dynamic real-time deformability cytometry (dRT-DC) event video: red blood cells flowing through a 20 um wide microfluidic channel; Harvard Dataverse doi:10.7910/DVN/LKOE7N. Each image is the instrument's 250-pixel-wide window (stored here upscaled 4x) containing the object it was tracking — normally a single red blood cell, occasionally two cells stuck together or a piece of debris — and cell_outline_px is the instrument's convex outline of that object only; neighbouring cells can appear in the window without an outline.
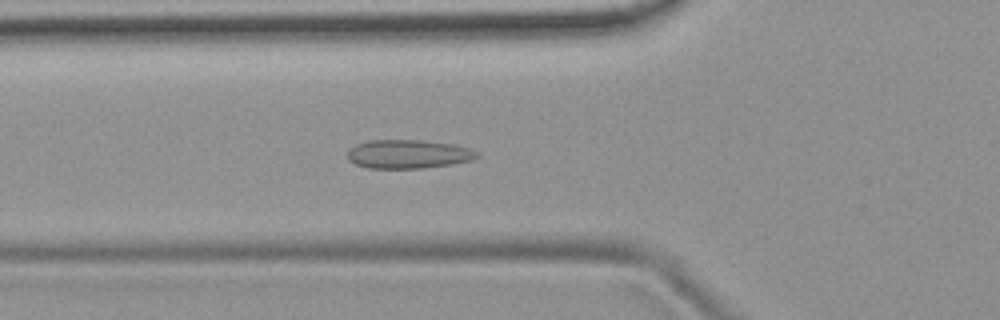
{"species": "common noctule bat (a hibernating species)", "species_latin": "Nyctalus noctula", "temperature_condition": "room temperature", "stored_images_in_passage": 53, "camera_frame_rate_fps": 3000, "um_per_image_px": 0.085, "animal": {"sex": "female", "body_mass_g": 19.9}, "frame": {"image": 1, "passage_image": 19, "time_ms": 6.0, "image_size_px": [1000, 320], "cell_outline_px": [[480, 156], [472, 160], [452, 164], [424, 168], [368, 168], [356, 164], [348, 160], [348, 148], [356, 144], [368, 140], [420, 140], [452, 144], [468, 148], [480, 152]], "centroid_in_image_um": [34.7, 13.1], "position_along_channel_um": 91.1, "area_um2": 21.79}}
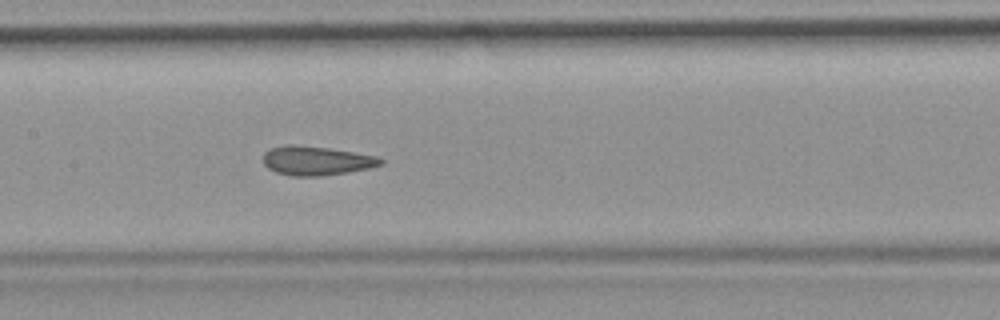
{"frame": {"image": 2, "passage_image": 26, "time_ms": 8.333, "image_size_px": [1000, 320], "cell_outline_px": [[384, 164], [368, 168], [348, 172], [320, 176], [292, 176], [276, 172], [268, 168], [264, 164], [264, 152], [268, 148], [328, 148], [376, 156], [384, 160]], "centroid_in_image_um": [26.95, 13.71], "position_along_channel_um": 180.4, "area_um2": 18.96}}
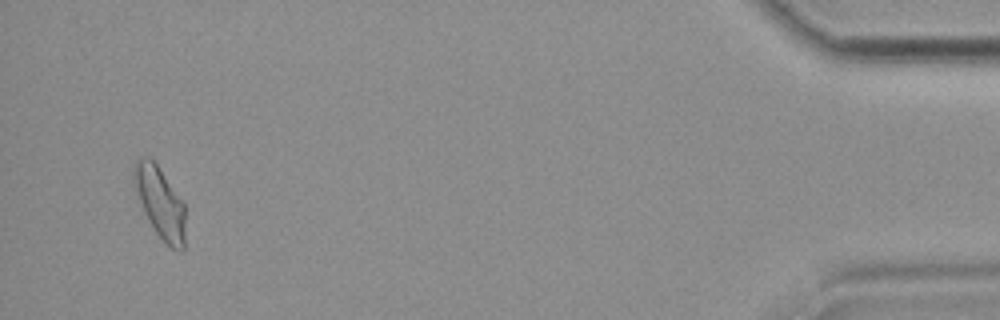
{"frame": {"image": 3, "passage_image": 51, "time_ms": 16.667, "image_size_px": [1000, 320], "cell_outline_px": [[184, 252], [180, 252], [172, 248], [156, 232], [148, 220], [144, 212], [132, 184], [132, 168], [136, 160], [140, 156], [148, 156], [156, 164], [184, 204]], "centroid_in_image_um": [13.56, 17.18], "position_along_channel_um": 421.6, "area_um2": 21.15}, "authors_computed_cell_mechanics": {"area_um2": 20.4034, "velocity_mm_per_s": 3.8178, "shape_relaxation_time_tau1_ms": null, "shape_relaxation_time_tau2_ms": 1.5701, "deformation_change_tau1": null, "deformation_change_tau2": 0.0879}}